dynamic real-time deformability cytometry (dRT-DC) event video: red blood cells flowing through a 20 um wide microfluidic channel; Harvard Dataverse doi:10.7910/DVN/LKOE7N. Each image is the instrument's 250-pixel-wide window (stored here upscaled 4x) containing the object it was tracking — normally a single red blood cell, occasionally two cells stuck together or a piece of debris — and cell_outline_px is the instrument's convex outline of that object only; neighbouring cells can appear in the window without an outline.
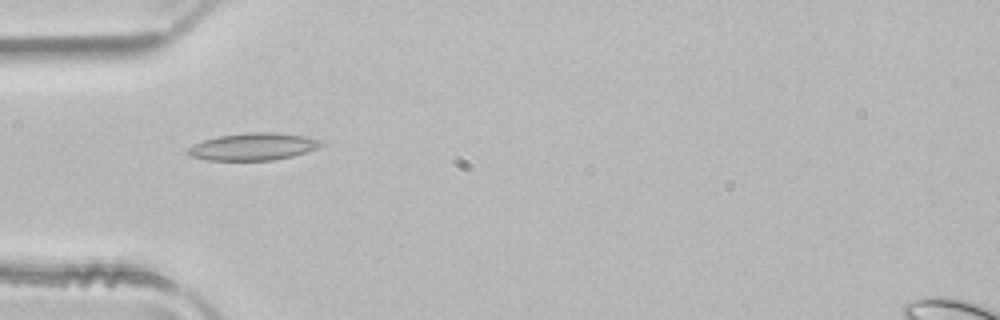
{"species": "common noctule bat (a hibernating species)", "species_latin": "Nyctalus noctula", "temperature_condition": "room temperature", "stored_images_in_passage": 5, "camera_frame_rate_fps": 3000, "um_per_image_px": 0.085, "animal": {"sex": "male", "body_mass_g": 21.5, "forearm_length_mm": 52.0}, "frame": {"image": 1, "passage_image": 4, "time_ms": 1.0, "image_size_px": [1000, 320], "cell_outline_px": [[324, 144], [320, 148], [292, 156], [272, 160], [208, 160], [192, 156], [184, 152], [192, 144], [204, 140], [220, 136], [244, 132], [276, 132], [304, 136], [320, 140]], "centroid_in_image_um": [21.52, 12.46], "position_along_channel_um": 63.5, "area_um2": 21.21}}
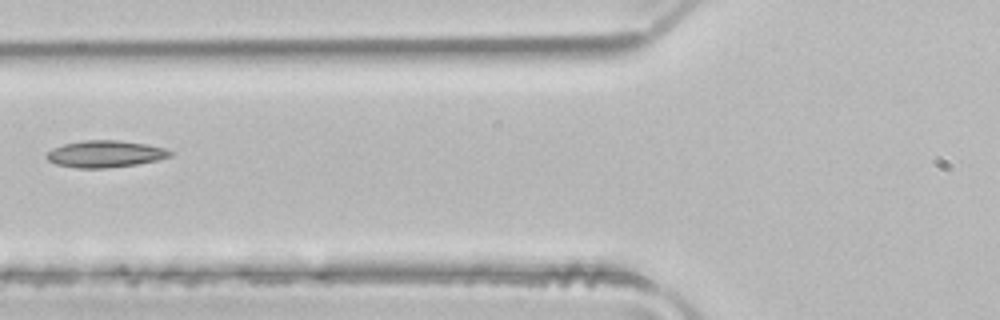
{"frame": {"image": 2, "passage_image": 5, "time_ms": 1.333, "image_size_px": [1000, 320], "cell_outline_px": [[172, 156], [160, 160], [136, 164], [108, 168], [76, 168], [56, 164], [48, 160], [44, 156], [52, 148], [64, 144], [84, 140], [120, 140], [148, 144], [164, 148], [172, 152]], "centroid_in_image_um": [8.95, 13.08], "position_along_channel_um": 116.8, "area_um2": 19.48}}